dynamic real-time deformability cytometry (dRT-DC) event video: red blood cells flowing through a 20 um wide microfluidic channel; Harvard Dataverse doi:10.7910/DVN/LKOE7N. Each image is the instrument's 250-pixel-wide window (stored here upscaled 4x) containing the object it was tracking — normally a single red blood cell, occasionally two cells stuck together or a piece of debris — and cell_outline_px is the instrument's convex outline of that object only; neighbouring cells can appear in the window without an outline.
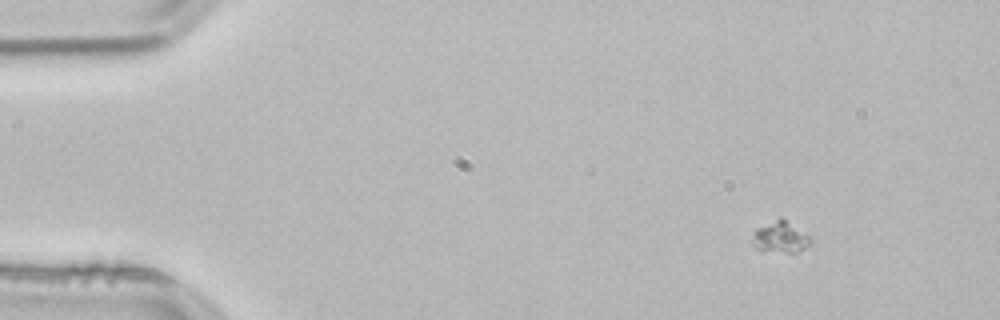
{"species": "common noctule bat (a hibernating species)", "species_latin": "Nyctalus noctula", "temperature_condition": "room temperature", "stored_images_in_passage": 49, "camera_frame_rate_fps": 3000, "um_per_image_px": 0.085, "animal": {"sex": "male", "body_mass_g": 21.5, "forearm_length_mm": 52.0}, "frame": {"image": 1, "passage_image": 1, "time_ms": 0.0, "image_size_px": [1000, 320], "cell_outline_px": [[812, 240], [800, 252], [760, 252], [752, 244], [752, 232], [756, 228], [780, 216], [812, 236]], "centroid_in_image_um": [66.3, 20.15], "position_along_channel_um": 18.7, "area_um2": 11.1}}
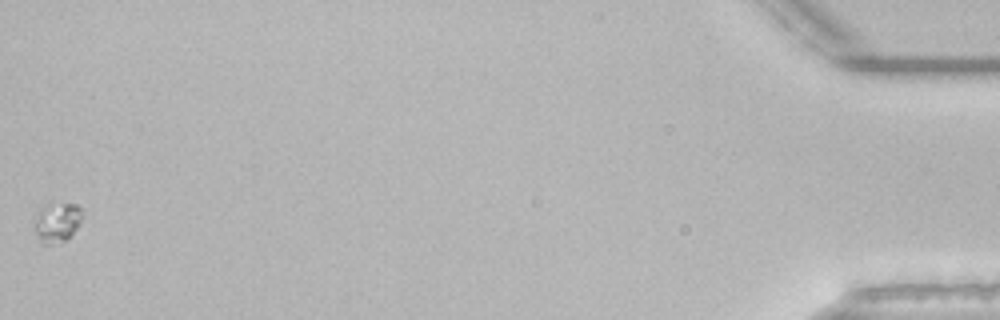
{"frame": {"image": 2, "passage_image": 49, "time_ms": 16.0, "image_size_px": [1000, 320], "cell_outline_px": [[80, 224], [64, 240], [48, 244], [40, 244], [36, 232], [36, 220], [40, 212], [48, 204], [76, 204], [80, 208]], "centroid_in_image_um": [4.85, 18.91], "position_along_channel_um": 430.3, "area_um2": 10.29}}